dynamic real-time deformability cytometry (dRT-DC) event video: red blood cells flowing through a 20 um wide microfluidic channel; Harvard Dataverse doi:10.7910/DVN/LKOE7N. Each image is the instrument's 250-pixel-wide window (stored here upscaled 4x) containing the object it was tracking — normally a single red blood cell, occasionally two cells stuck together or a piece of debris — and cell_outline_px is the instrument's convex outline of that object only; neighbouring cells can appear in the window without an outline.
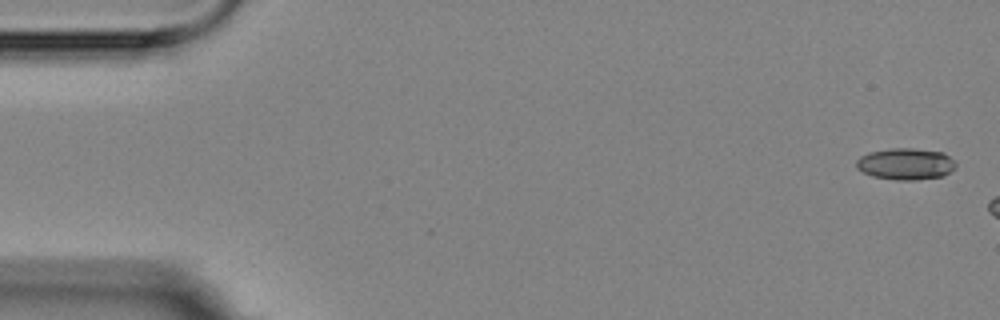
{"species": "Egyptian fruit bat (a non-hibernating species)", "species_latin": "Rousettus aegyptiacus", "temperature_condition": "room temperature", "stored_images_in_passage": 4, "camera_frame_rate_fps": 3000, "um_per_image_px": 0.085, "animal": {"sex": "female"}, "frame": {"image": 1, "passage_image": 1, "time_ms": 0.0, "image_size_px": [1000, 320], "cell_outline_px": [[956, 168], [944, 176], [916, 180], [896, 180], [872, 176], [856, 168], [856, 160], [860, 156], [868, 152], [892, 148], [912, 148], [944, 152], [956, 164]], "centroid_in_image_um": [76.98, 13.93], "position_along_channel_um": 8.0, "area_um2": 18.44}}